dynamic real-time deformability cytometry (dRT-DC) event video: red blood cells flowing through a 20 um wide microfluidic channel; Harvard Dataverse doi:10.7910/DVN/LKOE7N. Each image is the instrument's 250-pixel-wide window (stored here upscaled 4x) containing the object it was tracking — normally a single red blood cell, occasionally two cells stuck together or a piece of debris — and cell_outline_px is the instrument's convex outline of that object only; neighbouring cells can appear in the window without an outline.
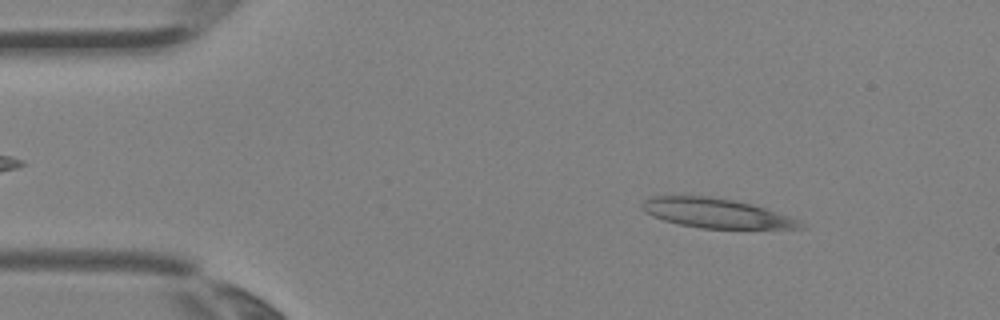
{"species": "Egyptian fruit bat (a non-hibernating species)", "species_latin": "Rousettus aegyptiacus", "temperature_condition": "room temperature", "stored_images_in_passage": 2, "camera_frame_rate_fps": 3000, "um_per_image_px": 0.085, "animal": {"sex": "female"}, "frame": {"image": 1, "passage_image": 1, "time_ms": 0.0, "image_size_px": [1000, 320], "cell_outline_px": [[804, 228], [700, 228], [680, 224], [664, 220], [652, 216], [644, 212], [640, 208], [640, 204], [648, 196], [712, 196], [752, 204], [800, 220], [804, 224]], "centroid_in_image_um": [60.8, 18.11], "position_along_channel_um": 24.2, "area_um2": 27.05}}